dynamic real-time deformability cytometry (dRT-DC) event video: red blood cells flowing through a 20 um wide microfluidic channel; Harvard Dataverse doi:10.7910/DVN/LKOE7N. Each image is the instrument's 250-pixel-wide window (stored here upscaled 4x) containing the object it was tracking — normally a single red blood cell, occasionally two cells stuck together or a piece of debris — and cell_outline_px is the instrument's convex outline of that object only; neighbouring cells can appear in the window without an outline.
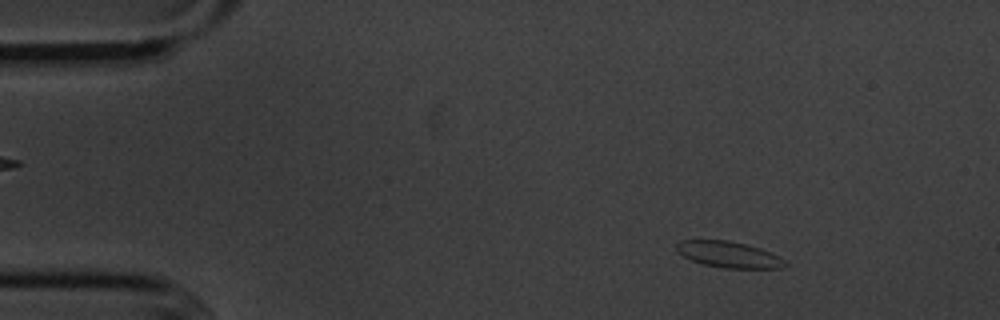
{"species": "common noctule bat (a hibernating species)", "species_latin": "Nyctalus noctula", "temperature_condition": "cold", "stored_images_in_passage": 4, "camera_frame_rate_fps": 3000, "um_per_image_px": 0.085, "animal": {"sex": "male", "body_mass_g": 20.1, "forearm_length_mm": 53.5}, "frame": {"image": 1, "passage_image": 2, "time_ms": 1.333, "image_size_px": [1000, 320], "cell_outline_px": [[788, 264], [784, 268], [724, 268], [704, 264], [692, 260], [684, 256], [676, 248], [676, 244], [680, 240], [728, 240], [760, 248], [772, 252], [780, 256]], "centroid_in_image_um": [61.99, 21.63], "position_along_channel_um": 23.0, "area_um2": 16.47}}